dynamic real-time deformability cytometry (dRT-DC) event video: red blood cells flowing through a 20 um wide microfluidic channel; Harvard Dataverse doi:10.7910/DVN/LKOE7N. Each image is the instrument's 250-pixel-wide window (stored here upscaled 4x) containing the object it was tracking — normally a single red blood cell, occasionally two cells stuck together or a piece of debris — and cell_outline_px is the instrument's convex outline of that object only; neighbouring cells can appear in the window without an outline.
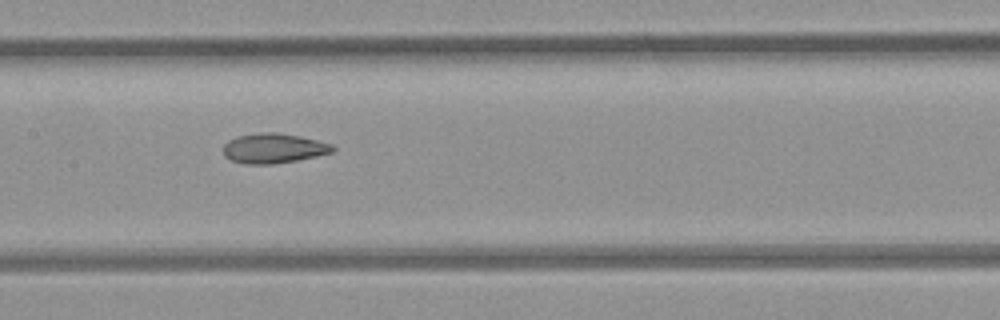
{"species": "common noctule bat (a hibernating species)", "species_latin": "Nyctalus noctula", "temperature_condition": "room temperature", "stored_images_in_passage": 16, "camera_frame_rate_fps": 3000, "um_per_image_px": 0.085, "animal": {"sex": "female", "body_mass_g": 21.9}, "frame": {"image": 1, "passage_image": 7, "time_ms": 2.0, "image_size_px": [1000, 320], "cell_outline_px": [[336, 148], [332, 152], [316, 156], [296, 160], [272, 164], [244, 164], [232, 160], [224, 156], [224, 144], [228, 140], [236, 136], [264, 132], [276, 132], [300, 136], [332, 144]], "centroid_in_image_um": [23.24, 12.6], "position_along_channel_um": 184.2, "area_um2": 18.96}}
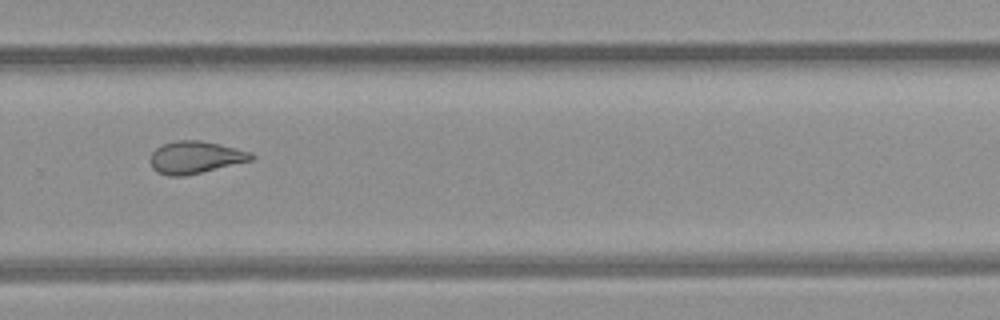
{"frame": {"image": 2, "passage_image": 10, "time_ms": 3.0, "image_size_px": [1000, 320], "cell_outline_px": [[256, 156], [252, 160], [184, 176], [168, 176], [156, 172], [152, 168], [152, 152], [156, 148], [164, 144], [176, 140], [200, 140], [220, 144], [252, 152]], "centroid_in_image_um": [16.62, 13.37], "position_along_channel_um": 313.2, "area_um2": 18.9}}